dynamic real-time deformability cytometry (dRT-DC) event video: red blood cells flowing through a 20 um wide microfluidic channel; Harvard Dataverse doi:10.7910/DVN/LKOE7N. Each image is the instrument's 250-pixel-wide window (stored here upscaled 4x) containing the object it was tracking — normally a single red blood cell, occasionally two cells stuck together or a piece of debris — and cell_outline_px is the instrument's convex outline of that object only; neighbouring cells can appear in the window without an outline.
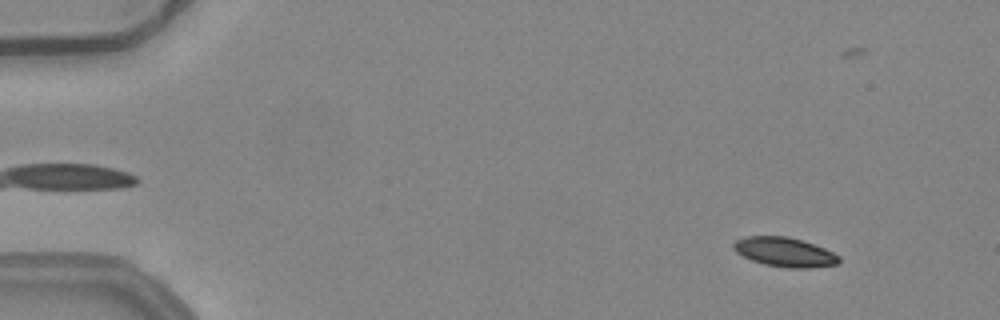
{"species": "common noctule bat (a hibernating species)", "species_latin": "Nyctalus noctula", "temperature_condition": "warm", "stored_images_in_passage": 44, "camera_frame_rate_fps": 3000, "um_per_image_px": 0.085, "animal": {"sex": "female", "body_mass_g": 24.6, "forearm_length_mm": 56.2}, "frame": {"image": 1, "passage_image": 6, "time_ms": 1.667, "image_size_px": [1000, 320], "cell_outline_px": [[840, 264], [812, 268], [788, 268], [764, 264], [752, 260], [736, 252], [732, 248], [732, 244], [736, 240], [748, 236], [788, 236], [824, 248], [840, 256]], "centroid_in_image_um": [66.71, 21.43], "position_along_channel_um": 18.3, "area_um2": 18.03}}
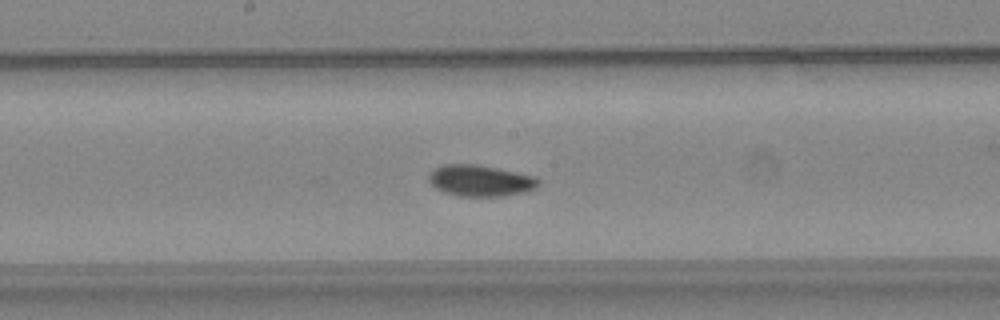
{"frame": {"image": 2, "passage_image": 29, "time_ms": 9.333, "image_size_px": [1000, 320], "cell_outline_px": [[540, 184], [536, 188], [524, 192], [500, 196], [460, 196], [444, 192], [436, 188], [428, 180], [428, 176], [436, 168], [444, 164], [476, 164], [536, 176], [540, 180]], "centroid_in_image_um": [40.85, 15.35], "position_along_channel_um": 207.3, "area_um2": 19.88}}
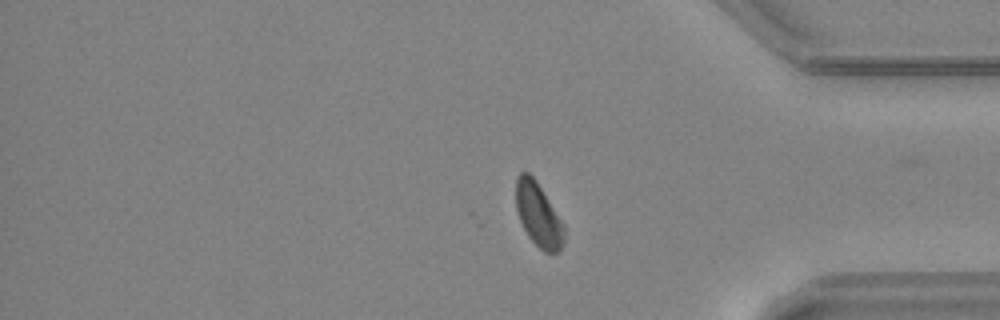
{"frame": {"image": 3, "passage_image": 44, "time_ms": 14.333, "image_size_px": [1000, 320], "cell_outline_px": [[564, 240], [560, 248], [556, 252], [544, 252], [528, 236], [520, 220], [516, 208], [516, 176], [520, 172], [528, 172], [536, 180], [560, 220], [564, 228]], "centroid_in_image_um": [45.72, 18.23], "position_along_channel_um": 389.5, "area_um2": 17.4}, "authors_computed_cell_mechanics": {"area_um2": 18.9873, "velocity_mm_per_s": 3.9711, "shape_relaxation_time_tau1_ms": 4.4553, "shape_relaxation_time_tau2_ms": 3.6269, "deformation_change_tau1": 0.1073, "deformation_change_tau2": 0.082}}